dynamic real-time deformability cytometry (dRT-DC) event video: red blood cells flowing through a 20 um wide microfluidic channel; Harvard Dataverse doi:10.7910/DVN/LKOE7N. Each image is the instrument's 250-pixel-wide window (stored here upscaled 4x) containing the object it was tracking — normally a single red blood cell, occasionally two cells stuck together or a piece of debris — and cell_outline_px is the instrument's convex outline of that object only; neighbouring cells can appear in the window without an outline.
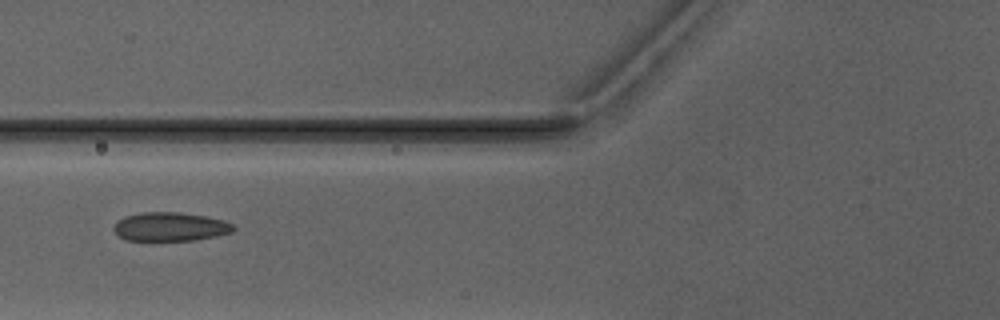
{"species": "Egyptian fruit bat (a non-hibernating species)", "species_latin": "Rousettus aegyptiacus", "temperature_condition": "warm", "stored_images_in_passage": 5, "camera_frame_rate_fps": 3000, "um_per_image_px": 0.085, "animal": {"sex": "male"}, "frame": {"image": 1, "passage_image": 5, "time_ms": 4.667, "image_size_px": [1000, 320], "cell_outline_px": [[236, 228], [232, 232], [216, 236], [192, 240], [124, 240], [112, 228], [116, 220], [124, 216], [140, 212], [180, 212], [208, 216], [224, 220], [232, 224]], "centroid_in_image_um": [14.46, 19.25], "position_along_channel_um": 111.3, "area_um2": 20.23}}